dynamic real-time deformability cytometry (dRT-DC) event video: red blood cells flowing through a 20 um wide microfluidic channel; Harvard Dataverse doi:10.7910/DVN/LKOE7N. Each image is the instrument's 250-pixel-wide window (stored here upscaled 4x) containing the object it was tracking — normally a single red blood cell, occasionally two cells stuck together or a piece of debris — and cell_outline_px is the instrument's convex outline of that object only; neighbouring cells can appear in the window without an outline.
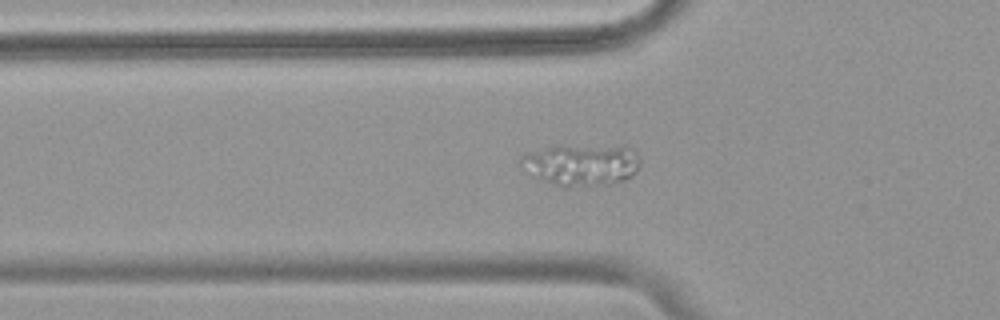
{"species": "common noctule bat (a hibernating species)", "species_latin": "Nyctalus noctula", "temperature_condition": "warm", "stored_images_in_passage": 42, "camera_frame_rate_fps": 3000, "um_per_image_px": 0.085, "animal": {"sex": "female", "body_mass_g": 18.4}, "frame": {"image": 1, "passage_image": 5, "time_ms": 1.333, "image_size_px": [1000, 320], "cell_outline_px": [[640, 164], [636, 172], [632, 176], [616, 184], [564, 188], [560, 188], [532, 176], [520, 164], [520, 156], [528, 152], [560, 144], [624, 144], [636, 148], [640, 160]], "centroid_in_image_um": [49.48, 13.97], "position_along_channel_um": 76.3, "area_um2": 30.75}}
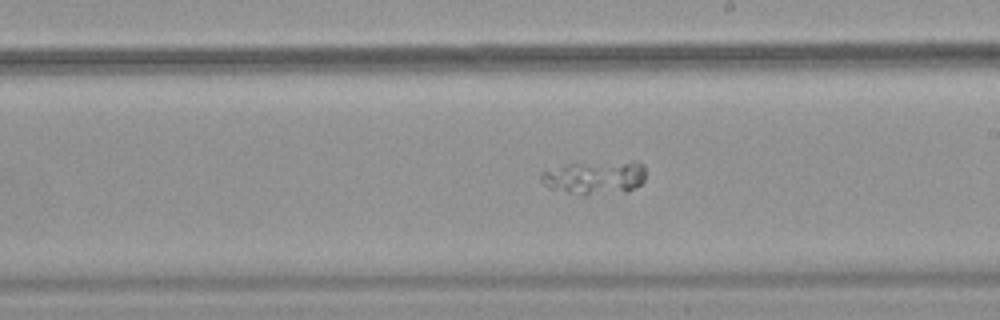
{"frame": {"image": 2, "passage_image": 18, "time_ms": 5.667, "image_size_px": [1000, 320], "cell_outline_px": [[644, 180], [640, 184], [624, 192], [584, 196], [552, 188], [544, 184], [540, 180], [540, 172], [564, 164], [632, 160], [636, 160], [644, 164]], "centroid_in_image_um": [50.57, 15.07], "position_along_channel_um": 238.4, "area_um2": 20.75}}
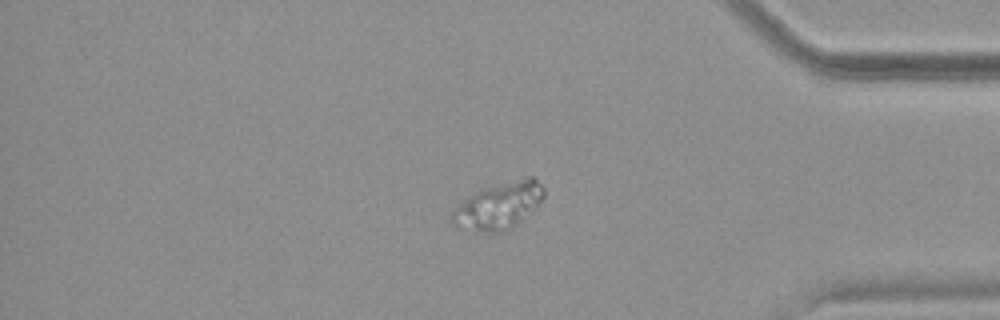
{"frame": {"image": 3, "passage_image": 32, "time_ms": 10.333, "image_size_px": [1000, 320], "cell_outline_px": [[544, 196], [536, 208], [532, 212], [512, 228], [504, 232], [484, 232], [456, 228], [452, 224], [452, 212], [460, 204], [484, 188], [528, 176], [536, 176], [544, 188]], "centroid_in_image_um": [42.45, 17.51], "position_along_channel_um": 392.7, "area_um2": 24.85}}